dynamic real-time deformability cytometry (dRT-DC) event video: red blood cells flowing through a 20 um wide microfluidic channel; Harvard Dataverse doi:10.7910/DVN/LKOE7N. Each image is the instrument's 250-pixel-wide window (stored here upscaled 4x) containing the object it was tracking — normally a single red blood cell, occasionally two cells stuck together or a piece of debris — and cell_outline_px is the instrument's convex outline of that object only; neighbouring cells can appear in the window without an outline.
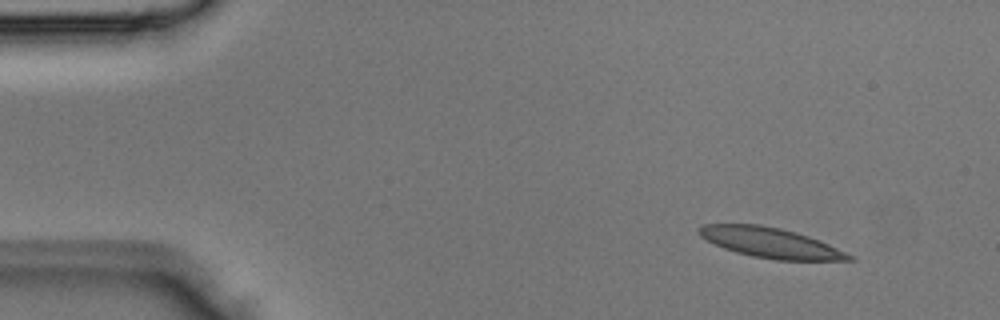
{"species": "Egyptian fruit bat (a non-hibernating species)", "species_latin": "Rousettus aegyptiacus", "temperature_condition": "room temperature", "stored_images_in_passage": 3, "camera_frame_rate_fps": 3000, "um_per_image_px": 0.085, "animal": {"sex": "male"}, "frame": {"image": 1, "passage_image": 3, "time_ms": 0.667, "image_size_px": [1000, 320], "cell_outline_px": [[856, 260], [776, 260], [752, 256], [736, 252], [724, 248], [700, 236], [696, 232], [696, 228], [704, 224], [760, 224], [780, 228], [796, 232], [820, 240], [856, 256]], "centroid_in_image_um": [65.52, 20.63], "position_along_channel_um": 19.5, "area_um2": 26.41}}